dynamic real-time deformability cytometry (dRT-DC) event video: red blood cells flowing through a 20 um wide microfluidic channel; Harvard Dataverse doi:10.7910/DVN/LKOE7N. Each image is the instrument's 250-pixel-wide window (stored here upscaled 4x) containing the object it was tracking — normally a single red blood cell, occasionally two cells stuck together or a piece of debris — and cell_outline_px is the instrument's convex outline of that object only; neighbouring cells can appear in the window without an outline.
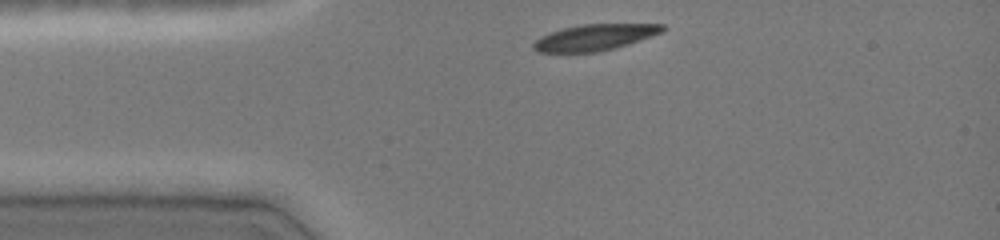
{"species": "common noctule bat (a hibernating species)", "species_latin": "Nyctalus noctula", "temperature_condition": "cold", "stored_images_in_passage": 32, "camera_frame_rate_fps": 3000, "um_per_image_px": 0.085, "animal": {"sex": "female", "body_mass_g": 19.0, "forearm_length_mm": 51.5}, "frame": {"image": 1, "passage_image": 1, "time_ms": 0.0, "image_size_px": [1000, 240], "cell_outline_px": [[668, 28], [664, 32], [628, 44], [596, 52], [536, 52], [532, 48], [532, 44], [540, 36], [564, 28], [580, 24], [664, 24]], "centroid_in_image_um": [50.57, 3.17], "position_along_channel_um": 34.4, "area_um2": 19.65}}
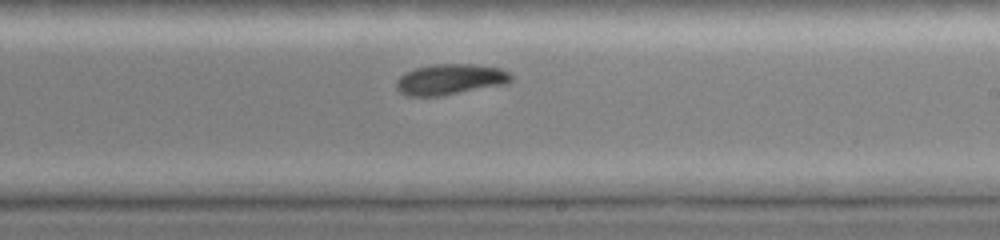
{"frame": {"image": 2, "passage_image": 19, "time_ms": 6.0, "image_size_px": [1000, 240], "cell_outline_px": [[512, 80], [508, 84], [444, 96], [408, 96], [400, 92], [396, 88], [396, 80], [404, 72], [416, 68], [432, 64], [472, 64], [500, 68], [508, 72], [512, 76]], "centroid_in_image_um": [38.27, 6.76], "position_along_channel_um": 250.7, "area_um2": 20.87}}
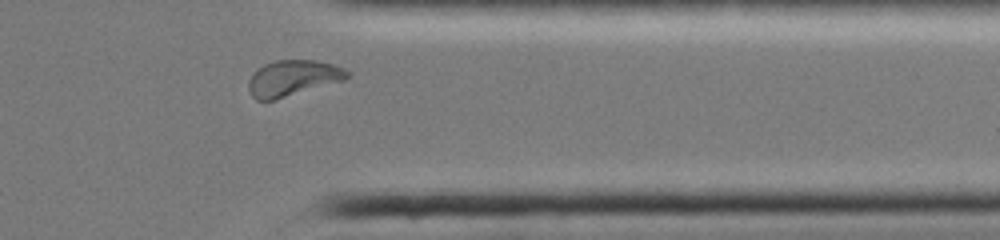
{"frame": {"image": 3, "passage_image": 29, "time_ms": 9.333, "image_size_px": [1000, 240], "cell_outline_px": [[348, 76], [344, 80], [272, 100], [256, 100], [252, 96], [248, 88], [248, 80], [252, 72], [264, 64], [276, 60], [316, 60], [332, 64], [344, 68], [348, 72]], "centroid_in_image_um": [24.84, 6.62], "position_along_channel_um": 386.6, "area_um2": 20.4}, "authors_computed_cell_mechanics": {"area_um2": 21.1837, "velocity_mm_per_s": 4.0449, "shape_relaxation_time_tau1_ms": 6.7705, "shape_relaxation_time_tau2_ms": null, "deformation_change_tau1": 0.1964, "deformation_change_tau2": null}}